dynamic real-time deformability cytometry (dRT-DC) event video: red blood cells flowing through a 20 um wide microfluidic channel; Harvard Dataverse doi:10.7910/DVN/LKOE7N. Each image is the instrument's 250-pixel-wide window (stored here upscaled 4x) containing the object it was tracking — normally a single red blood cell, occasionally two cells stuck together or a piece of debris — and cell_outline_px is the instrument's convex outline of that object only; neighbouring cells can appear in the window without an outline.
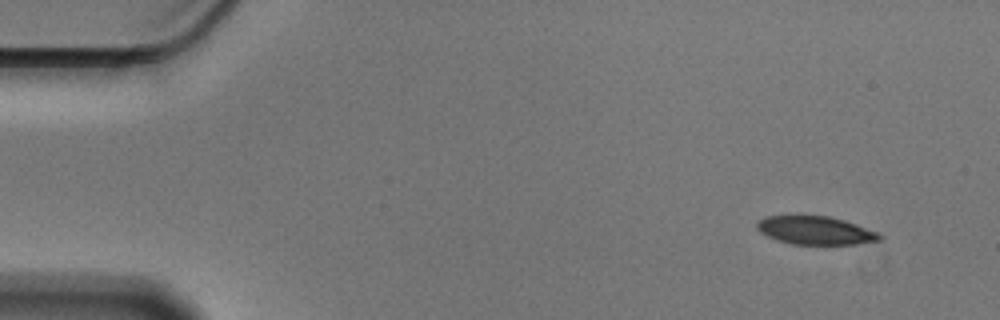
{"species": "Egyptian fruit bat (a non-hibernating species)", "species_latin": "Rousettus aegyptiacus", "temperature_condition": "cold", "stored_images_in_passage": 54, "segment_of_instrument_passage": [1, 2], "camera_frame_rate_fps": 3000, "um_per_image_px": 0.085, "animal": {"sex": "male"}, "frame": {"image": 1, "passage_image": 1, "time_ms": 0.0, "image_size_px": [1000, 320], "cell_outline_px": [[884, 236], [880, 240], [856, 244], [792, 244], [776, 240], [760, 232], [756, 228], [756, 224], [764, 216], [788, 212], [828, 216], [844, 220], [880, 232]], "centroid_in_image_um": [69.25, 19.53], "position_along_channel_um": 15.7, "area_um2": 21.15}}
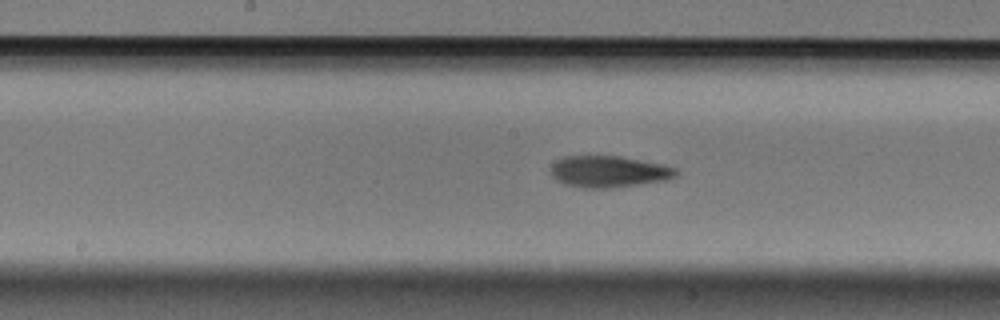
{"frame": {"image": 2, "passage_image": 25, "time_ms": 8.0, "image_size_px": [1000, 320], "cell_outline_px": [[680, 172], [676, 176], [664, 180], [640, 184], [608, 188], [584, 188], [564, 184], [556, 180], [552, 176], [552, 164], [556, 160], [564, 156], [620, 156], [664, 164], [676, 168]], "centroid_in_image_um": [51.76, 14.58], "position_along_channel_um": 196.4, "area_um2": 23.06}}
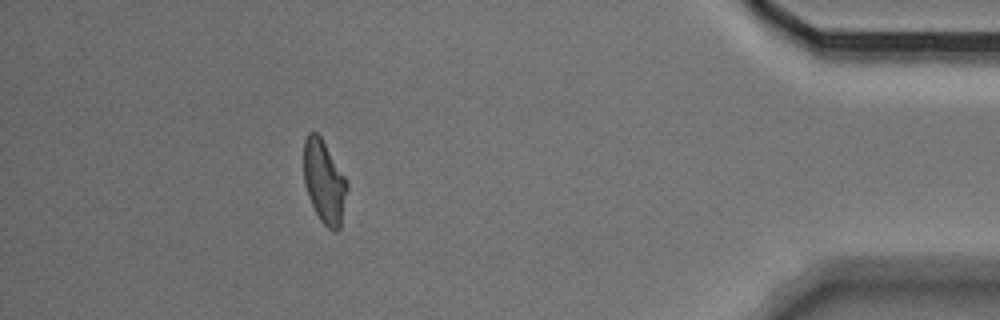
{"frame": {"image": 3, "passage_image": 47, "time_ms": 15.333, "image_size_px": [1000, 320], "cell_outline_px": [[348, 188], [340, 228], [328, 228], [320, 220], [308, 196], [304, 184], [304, 140], [308, 132], [316, 132], [320, 136], [344, 176], [348, 184]], "centroid_in_image_um": [27.54, 15.44], "position_along_channel_um": 407.7, "area_um2": 20.58}}